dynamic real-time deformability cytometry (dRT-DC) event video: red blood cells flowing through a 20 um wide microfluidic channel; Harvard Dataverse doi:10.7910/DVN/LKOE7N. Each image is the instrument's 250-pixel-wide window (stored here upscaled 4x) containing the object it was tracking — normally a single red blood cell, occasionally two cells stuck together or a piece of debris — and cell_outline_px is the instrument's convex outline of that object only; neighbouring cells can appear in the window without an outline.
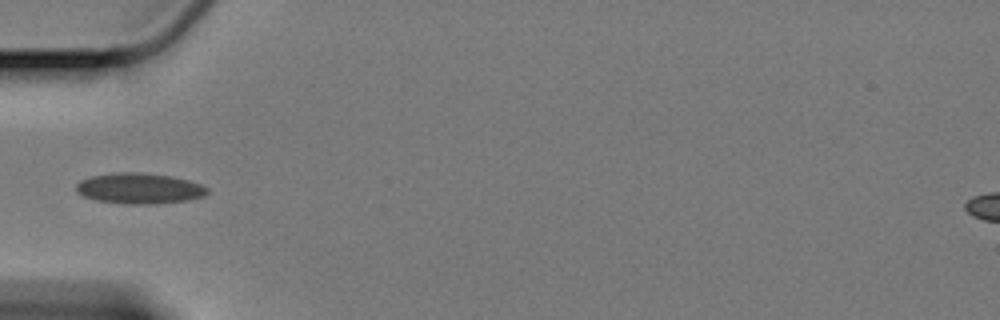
{"species": "Egyptian fruit bat (a non-hibernating species)", "species_latin": "Rousettus aegyptiacus", "temperature_condition": "cold", "stored_images_in_passage": 40, "camera_frame_rate_fps": 3000, "um_per_image_px": 0.085, "animal": {"sex": "female"}, "frame": {"image": 1, "passage_image": 1, "time_ms": 0.0, "image_size_px": [1000, 320], "cell_outline_px": [[208, 192], [204, 196], [188, 200], [156, 204], [124, 204], [96, 200], [84, 196], [76, 192], [76, 184], [80, 180], [92, 176], [116, 172], [140, 172], [172, 176], [188, 180], [200, 184], [208, 188]], "centroid_in_image_um": [11.84, 16.01], "position_along_channel_um": 73.2, "area_um2": 23.58}}
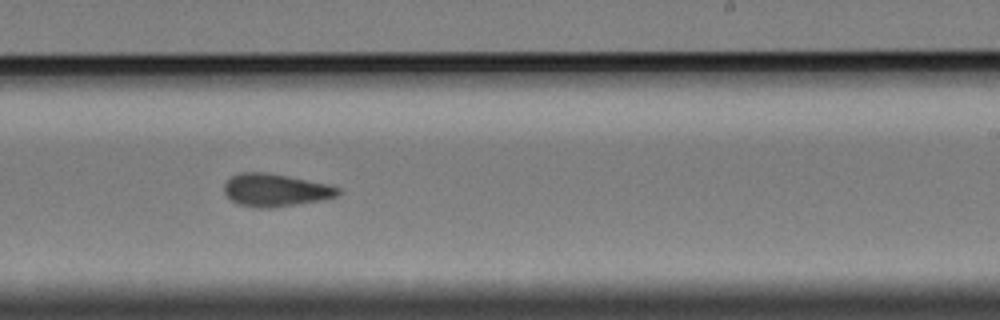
{"frame": {"image": 2, "passage_image": 18, "time_ms": 5.667, "image_size_px": [1000, 320], "cell_outline_px": [[340, 192], [336, 196], [320, 200], [296, 204], [268, 208], [260, 208], [236, 204], [224, 192], [224, 184], [232, 176], [240, 172], [268, 172], [328, 184], [340, 188]], "centroid_in_image_um": [23.39, 16.15], "position_along_channel_um": 265.6, "area_um2": 21.56}}
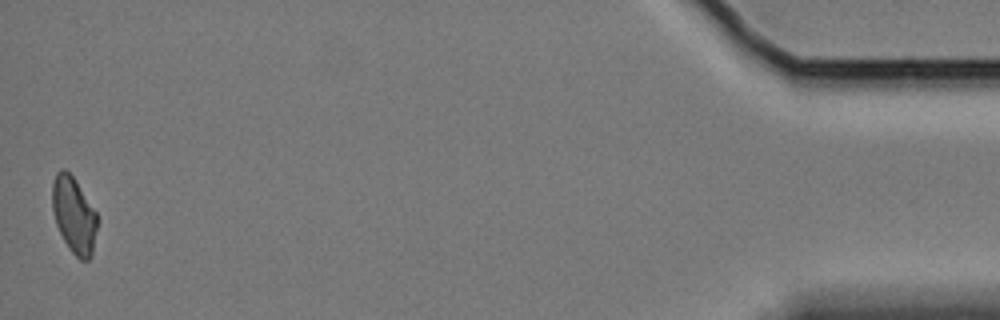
{"frame": {"image": 3, "passage_image": 40, "time_ms": 13.0, "image_size_px": [1000, 320], "cell_outline_px": [[96, 228], [92, 252], [88, 260], [80, 260], [72, 252], [64, 240], [56, 224], [52, 208], [52, 184], [56, 172], [64, 168], [72, 176], [96, 212]], "centroid_in_image_um": [6.25, 18.27], "position_along_channel_um": 428.9, "area_um2": 19.48}, "authors_computed_cell_mechanics": {"area_um2": 21.2415, "velocity_mm_per_s": 3.3819, "shape_relaxation_time_tau1_ms": null, "shape_relaxation_time_tau2_ms": 4.2734, "deformation_change_tau1": null, "deformation_change_tau2": 0.0876}}